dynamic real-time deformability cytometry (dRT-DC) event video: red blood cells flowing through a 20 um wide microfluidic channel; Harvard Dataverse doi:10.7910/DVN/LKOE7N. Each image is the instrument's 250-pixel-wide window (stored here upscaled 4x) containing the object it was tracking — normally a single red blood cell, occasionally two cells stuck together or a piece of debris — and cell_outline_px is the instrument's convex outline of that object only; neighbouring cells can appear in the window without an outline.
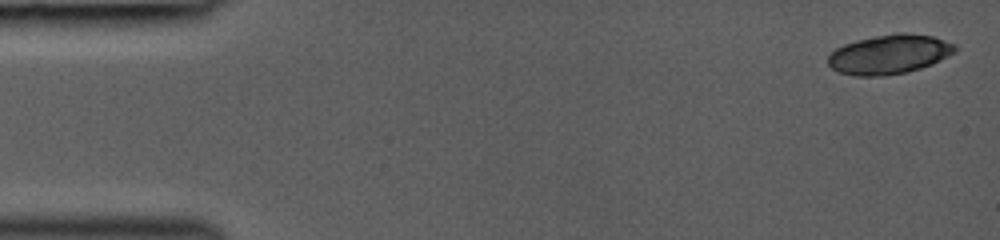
{"species": "common noctule bat (a hibernating species)", "species_latin": "Nyctalus noctula", "temperature_condition": "room temperature", "stored_images_in_passage": 7, "camera_frame_rate_fps": 3000, "um_per_image_px": 0.085, "animal": {"sex": "female", "body_mass_g": 19.0, "forearm_length_mm": 53.3}, "frame": {"image": 1, "passage_image": 1, "time_ms": 0.0, "image_size_px": [1000, 240], "cell_outline_px": [[956, 52], [932, 64], [920, 68], [904, 72], [884, 76], [856, 76], [840, 72], [832, 68], [828, 64], [828, 56], [836, 48], [844, 44], [856, 40], [896, 32], [904, 32], [932, 36], [956, 44]], "centroid_in_image_um": [75.6, 4.61], "position_along_channel_um": 9.4, "area_um2": 29.07}}
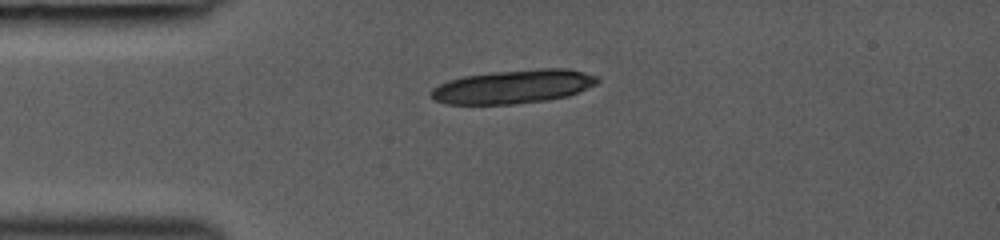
{"frame": {"image": 2, "passage_image": 4, "time_ms": 3.333, "image_size_px": [1000, 240], "cell_outline_px": [[600, 80], [596, 84], [568, 96], [548, 100], [512, 104], [444, 104], [436, 100], [432, 96], [432, 88], [448, 80], [464, 76], [492, 72], [540, 68], [564, 68], [596, 76]], "centroid_in_image_um": [43.62, 7.36], "position_along_channel_um": 41.4, "area_um2": 32.43}}